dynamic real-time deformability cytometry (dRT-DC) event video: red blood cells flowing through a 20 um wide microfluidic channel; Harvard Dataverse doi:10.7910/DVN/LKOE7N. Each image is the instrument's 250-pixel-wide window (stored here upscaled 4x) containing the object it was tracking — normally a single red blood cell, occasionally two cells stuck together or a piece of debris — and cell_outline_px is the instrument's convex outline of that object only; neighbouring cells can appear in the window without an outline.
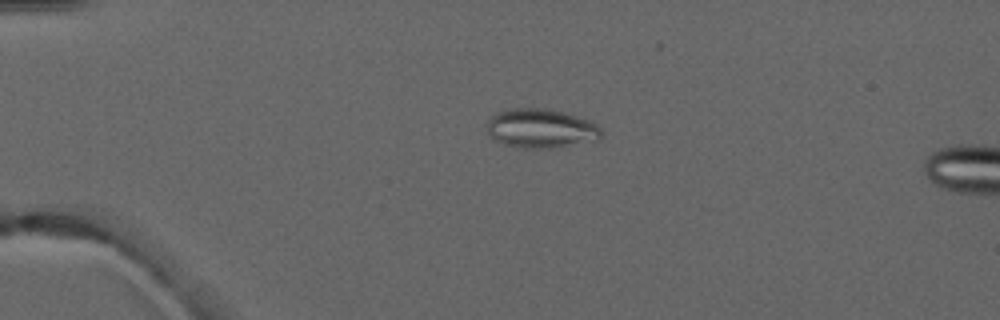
{"species": "common noctule bat (a hibernating species)", "species_latin": "Nyctalus noctula", "temperature_condition": "warm", "stored_images_in_passage": 6, "camera_frame_rate_fps": 3000, "um_per_image_px": 0.085, "animal": {"sex": "male", "forearm_length_mm": 52.5}, "frame": {"image": 1, "passage_image": 4, "time_ms": 3.667, "image_size_px": [1000, 320], "cell_outline_px": [[604, 132], [600, 140], [552, 148], [520, 148], [504, 144], [488, 136], [488, 120], [496, 112], [512, 108], [544, 108], [564, 112], [588, 120], [596, 124]], "centroid_in_image_um": [45.99, 10.92], "position_along_channel_um": 39.0, "area_um2": 26.3}}